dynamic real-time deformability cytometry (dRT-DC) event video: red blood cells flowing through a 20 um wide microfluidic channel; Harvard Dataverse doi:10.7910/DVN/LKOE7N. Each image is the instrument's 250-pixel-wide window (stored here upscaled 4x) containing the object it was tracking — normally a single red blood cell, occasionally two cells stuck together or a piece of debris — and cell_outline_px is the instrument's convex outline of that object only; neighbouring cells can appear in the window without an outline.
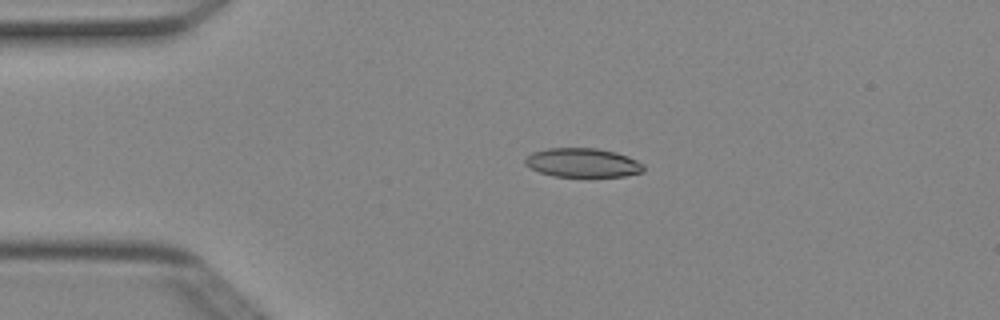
{"species": "Egyptian fruit bat (a non-hibernating species)", "species_latin": "Rousettus aegyptiacus", "temperature_condition": "cold", "stored_images_in_passage": 2, "camera_frame_rate_fps": 3000, "um_per_image_px": 0.085, "animal": {"sex": "female"}, "frame": {"image": 1, "passage_image": 1, "time_ms": 0.0, "image_size_px": [1000, 320], "cell_outline_px": [[644, 172], [624, 176], [552, 176], [528, 168], [524, 164], [524, 160], [532, 152], [548, 148], [596, 148], [616, 152], [628, 156], [644, 164]], "centroid_in_image_um": [49.52, 13.83], "position_along_channel_um": 35.5, "area_um2": 20.11}}